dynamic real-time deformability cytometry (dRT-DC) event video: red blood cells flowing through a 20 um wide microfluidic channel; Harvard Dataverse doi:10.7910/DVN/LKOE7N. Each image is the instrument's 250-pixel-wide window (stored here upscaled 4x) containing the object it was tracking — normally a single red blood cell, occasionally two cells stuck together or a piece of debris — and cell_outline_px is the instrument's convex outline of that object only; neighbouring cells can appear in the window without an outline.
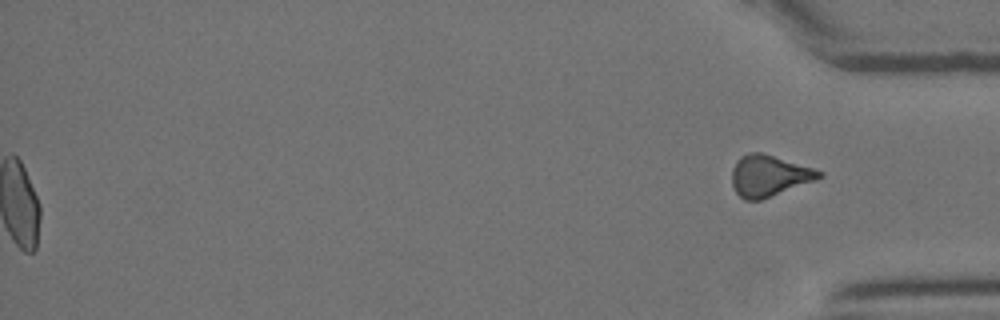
{"species": "Egyptian fruit bat (a non-hibernating species)", "species_latin": "Rousettus aegyptiacus", "temperature_condition": "room temperature", "stored_images_in_passage": 35, "segment_of_instrument_passage": [2, 2], "camera_frame_rate_fps": 3000, "um_per_image_px": 0.085, "animal": {"sex": "female"}, "frame": {"image": 1, "passage_image": 35, "time_ms": 11.333, "image_size_px": [1000, 320], "cell_outline_px": [[824, 176], [816, 180], [760, 200], [744, 200], [736, 192], [732, 184], [732, 168], [736, 160], [740, 156], [748, 152], [760, 152], [812, 168], [824, 172]], "centroid_in_image_um": [65.34, 14.94], "position_along_channel_um": 369.9, "area_um2": 20.81}}